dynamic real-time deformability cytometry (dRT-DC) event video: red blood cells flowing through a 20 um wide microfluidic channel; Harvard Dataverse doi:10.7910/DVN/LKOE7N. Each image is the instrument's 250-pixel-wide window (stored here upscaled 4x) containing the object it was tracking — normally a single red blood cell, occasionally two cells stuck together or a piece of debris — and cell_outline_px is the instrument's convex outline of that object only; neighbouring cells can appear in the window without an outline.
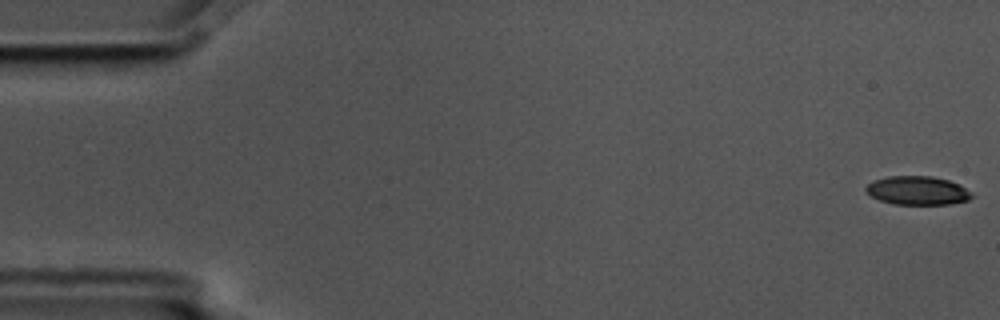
{"species": "common noctule bat (a hibernating species)", "species_latin": "Nyctalus noctula", "temperature_condition": "cold", "stored_images_in_passage": 6, "camera_frame_rate_fps": 3000, "um_per_image_px": 0.085, "animal": {"sex": "male", "body_mass_g": 17.5, "forearm_length_mm": 52.3}, "frame": {"image": 1, "passage_image": 1, "time_ms": 0.0, "image_size_px": [1000, 320], "cell_outline_px": [[976, 196], [968, 200], [948, 204], [892, 204], [880, 200], [872, 196], [864, 188], [872, 180], [888, 176], [932, 176], [948, 180], [960, 184], [972, 192]], "centroid_in_image_um": [78.02, 16.19], "position_along_channel_um": 7.0, "area_um2": 17.8}}
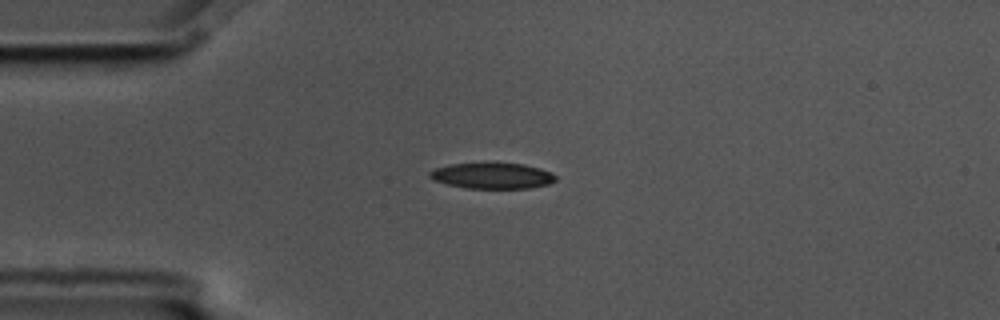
{"frame": {"image": 2, "passage_image": 5, "time_ms": 1.333, "image_size_px": [1000, 320], "cell_outline_px": [[556, 180], [548, 184], [528, 188], [464, 188], [432, 180], [428, 176], [428, 172], [436, 168], [452, 164], [524, 164], [540, 168], [552, 172], [556, 176]], "centroid_in_image_um": [41.84, 14.95], "position_along_channel_um": 43.2, "area_um2": 18.73}}